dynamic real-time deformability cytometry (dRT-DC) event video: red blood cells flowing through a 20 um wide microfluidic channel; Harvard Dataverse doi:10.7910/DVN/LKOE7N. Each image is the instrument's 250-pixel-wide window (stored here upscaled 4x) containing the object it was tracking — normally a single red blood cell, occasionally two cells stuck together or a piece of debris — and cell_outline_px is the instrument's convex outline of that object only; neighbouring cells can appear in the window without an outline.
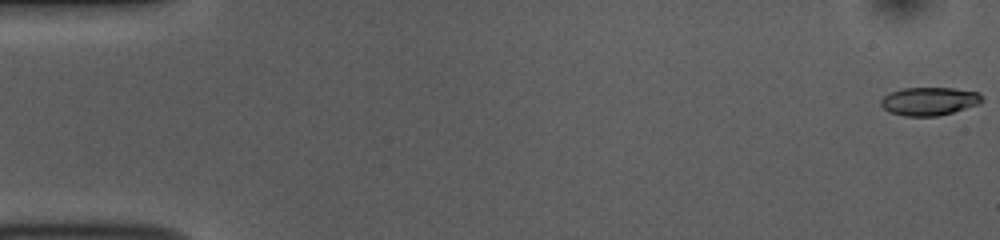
{"species": "common noctule bat (a hibernating species)", "species_latin": "Nyctalus noctula", "temperature_condition": "room temperature", "stored_images_in_passage": 52, "camera_frame_rate_fps": 3000, "um_per_image_px": 0.085, "animal": {"sex": "female", "body_mass_g": 10.0, "forearm_length_mm": 53.1}, "frame": {"image": 1, "passage_image": 1, "time_ms": 0.0, "image_size_px": [1000, 240], "cell_outline_px": [[984, 100], [980, 104], [952, 112], [936, 116], [904, 116], [888, 112], [880, 104], [880, 100], [884, 96], [892, 92], [904, 88], [952, 88], [980, 92], [984, 96]], "centroid_in_image_um": [79.02, 8.6], "position_along_channel_um": 6.0, "area_um2": 16.7}}
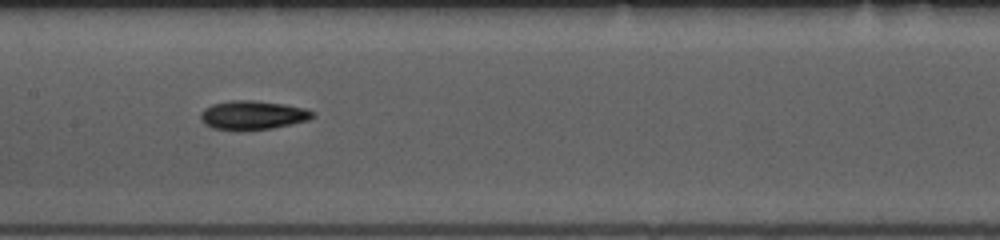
{"frame": {"image": 2, "passage_image": 26, "time_ms": 8.333, "image_size_px": [1000, 240], "cell_outline_px": [[316, 116], [308, 120], [292, 124], [272, 128], [240, 132], [212, 128], [204, 124], [200, 120], [200, 112], [204, 108], [212, 104], [232, 100], [252, 100], [284, 104], [304, 108], [312, 112]], "centroid_in_image_um": [21.43, 9.81], "position_along_channel_um": 186.0, "area_um2": 19.25}}
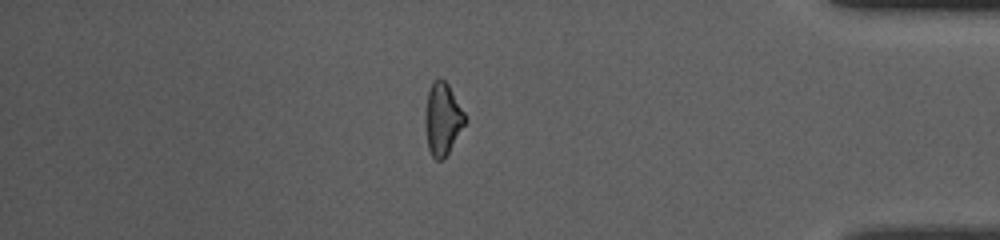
{"frame": {"image": 3, "passage_image": 45, "time_ms": 14.667, "image_size_px": [1000, 240], "cell_outline_px": [[468, 120], [444, 160], [436, 160], [432, 156], [428, 148], [424, 124], [424, 116], [428, 92], [432, 80], [440, 76], [448, 84], [464, 112]], "centroid_in_image_um": [37.61, 10.11], "position_along_channel_um": 397.6, "area_um2": 17.11}, "authors_computed_cell_mechanics": {"area_um2": 17.4556, "velocity_mm_per_s": 3.8685, "shape_relaxation_time_tau1_ms": 2.6753, "shape_relaxation_time_tau2_ms": 4.4473, "deformation_change_tau1": 0.1269, "deformation_change_tau2": 0.128}}